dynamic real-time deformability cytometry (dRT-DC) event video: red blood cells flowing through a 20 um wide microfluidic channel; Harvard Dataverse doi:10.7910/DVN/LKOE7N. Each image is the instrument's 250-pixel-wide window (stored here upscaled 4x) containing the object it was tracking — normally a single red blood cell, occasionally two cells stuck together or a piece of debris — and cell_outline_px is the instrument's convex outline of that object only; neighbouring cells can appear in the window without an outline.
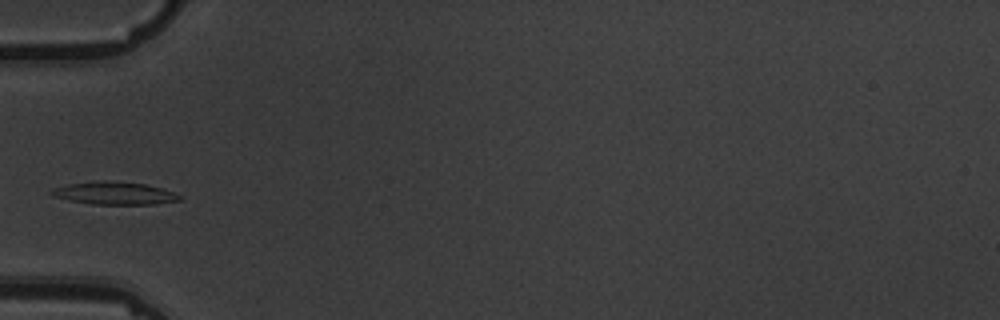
{"species": "common noctule bat (a hibernating species)", "species_latin": "Nyctalus noctula", "temperature_condition": "warm", "stored_images_in_passage": 7, "camera_frame_rate_fps": 3000, "um_per_image_px": 0.085, "animal": {"sex": "male", "body_mass_g": 19.5, "forearm_length_mm": 54.6}, "frame": {"image": 1, "passage_image": 2, "time_ms": 1.333, "image_size_px": [1000, 320], "cell_outline_px": [[184, 200], [156, 204], [92, 204], [68, 200], [52, 196], [48, 192], [52, 188], [68, 184], [100, 180], [108, 180], [144, 184], [160, 188], [184, 196]], "centroid_in_image_um": [9.72, 16.42], "position_along_channel_um": 75.3, "area_um2": 17.11}}
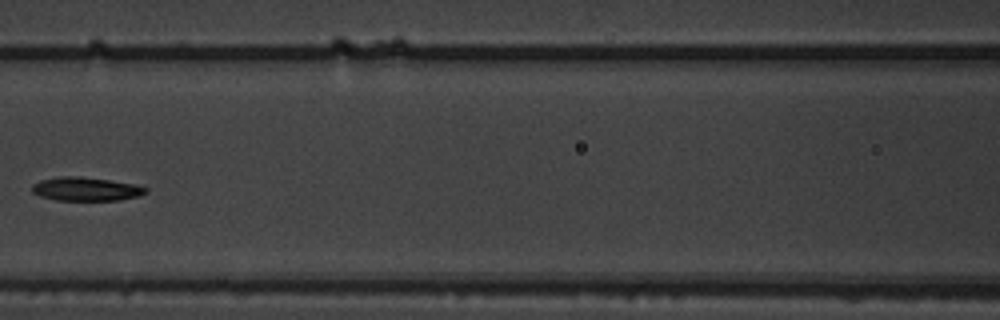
{"frame": {"image": 2, "passage_image": 4, "time_ms": 3.667, "image_size_px": [1000, 320], "cell_outline_px": [[148, 192], [140, 196], [116, 200], [56, 200], [40, 196], [32, 192], [32, 184], [40, 180], [60, 176], [76, 176], [108, 180], [136, 184], [148, 188]], "centroid_in_image_um": [7.31, 16.06], "position_along_channel_um": 159.3, "area_um2": 15.66}}
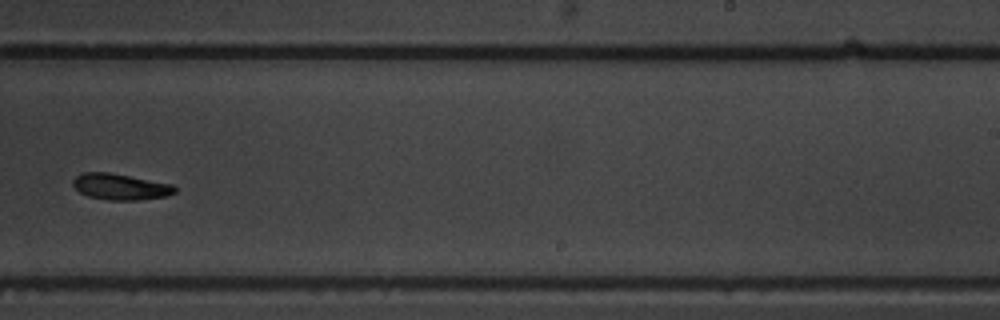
{"frame": {"image": 3, "passage_image": 7, "time_ms": 7.0, "image_size_px": [1000, 320], "cell_outline_px": [[176, 192], [168, 196], [136, 200], [108, 200], [88, 196], [80, 192], [72, 184], [72, 180], [76, 176], [84, 172], [108, 172], [172, 184], [176, 188]], "centroid_in_image_um": [10.23, 15.87], "position_along_channel_um": 278.8, "area_um2": 15.43}}